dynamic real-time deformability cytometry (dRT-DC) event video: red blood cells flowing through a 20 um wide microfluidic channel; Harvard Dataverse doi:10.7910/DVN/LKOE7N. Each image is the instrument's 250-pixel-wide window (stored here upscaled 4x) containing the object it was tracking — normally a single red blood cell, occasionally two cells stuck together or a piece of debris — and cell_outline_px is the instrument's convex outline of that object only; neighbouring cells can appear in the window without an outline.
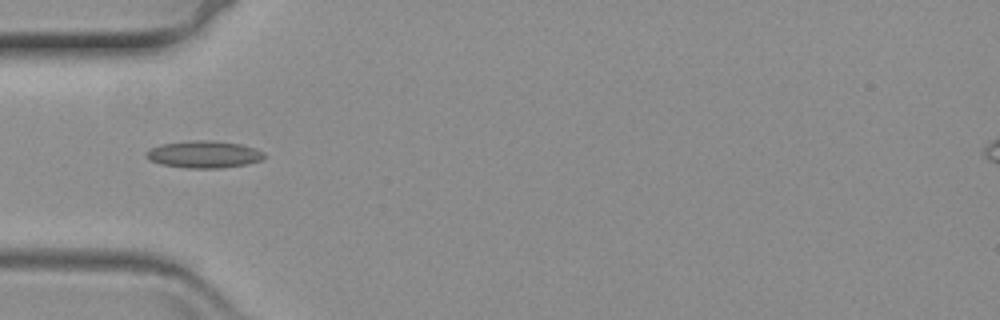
{"species": "common noctule bat (a hibernating species)", "species_latin": "Nyctalus noctula", "temperature_condition": "warm", "stored_images_in_passage": 31, "camera_frame_rate_fps": 3000, "um_per_image_px": 0.085, "animal": {"sex": "female", "body_mass_g": 19.3, "forearm_length_mm": 54.1}, "frame": {"image": 1, "passage_image": 1, "time_ms": 0.0, "image_size_px": [1000, 320], "cell_outline_px": [[264, 156], [260, 160], [244, 164], [224, 168], [188, 168], [160, 164], [148, 160], [144, 156], [144, 152], [160, 144], [188, 140], [212, 140], [240, 144], [256, 148], [264, 152]], "centroid_in_image_um": [17.28, 13.11], "position_along_channel_um": 67.7, "area_um2": 18.79}}
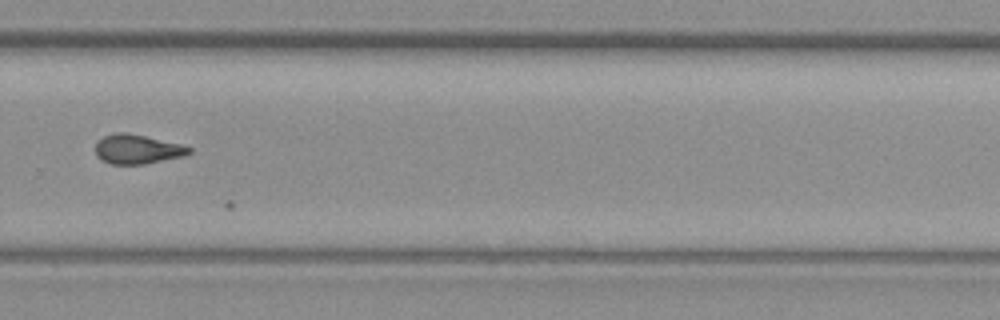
{"frame": {"image": 2, "passage_image": 23, "time_ms": 7.333, "image_size_px": [1000, 320], "cell_outline_px": [[192, 152], [184, 156], [144, 164], [108, 164], [100, 160], [96, 156], [96, 140], [104, 136], [116, 132], [128, 132], [180, 144], [192, 148]], "centroid_in_image_um": [11.63, 12.68], "position_along_channel_um": 318.2, "area_um2": 16.18}}